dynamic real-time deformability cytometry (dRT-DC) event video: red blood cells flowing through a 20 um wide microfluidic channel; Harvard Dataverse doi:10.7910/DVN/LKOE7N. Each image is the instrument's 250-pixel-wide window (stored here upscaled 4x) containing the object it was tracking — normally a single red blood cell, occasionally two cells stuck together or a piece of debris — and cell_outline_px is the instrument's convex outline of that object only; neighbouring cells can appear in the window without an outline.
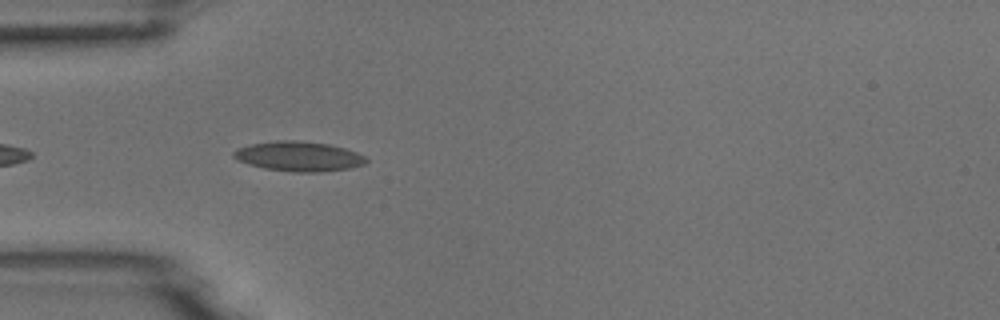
{"species": "common noctule bat (a hibernating species)", "species_latin": "Nyctalus noctula", "temperature_condition": "room temperature", "stored_images_in_passage": 7, "camera_frame_rate_fps": 3000, "um_per_image_px": 0.085, "animal": {"sex": "male", "body_mass_g": 18.8}, "frame": {"image": 1, "passage_image": 5, "time_ms": 4.667, "image_size_px": [1000, 320], "cell_outline_px": [[368, 160], [364, 164], [352, 168], [320, 172], [292, 172], [264, 168], [248, 164], [232, 156], [232, 152], [236, 148], [252, 144], [276, 140], [296, 140], [328, 144], [344, 148], [356, 152], [364, 156]], "centroid_in_image_um": [25.39, 13.29], "position_along_channel_um": 59.6, "area_um2": 23.0}}